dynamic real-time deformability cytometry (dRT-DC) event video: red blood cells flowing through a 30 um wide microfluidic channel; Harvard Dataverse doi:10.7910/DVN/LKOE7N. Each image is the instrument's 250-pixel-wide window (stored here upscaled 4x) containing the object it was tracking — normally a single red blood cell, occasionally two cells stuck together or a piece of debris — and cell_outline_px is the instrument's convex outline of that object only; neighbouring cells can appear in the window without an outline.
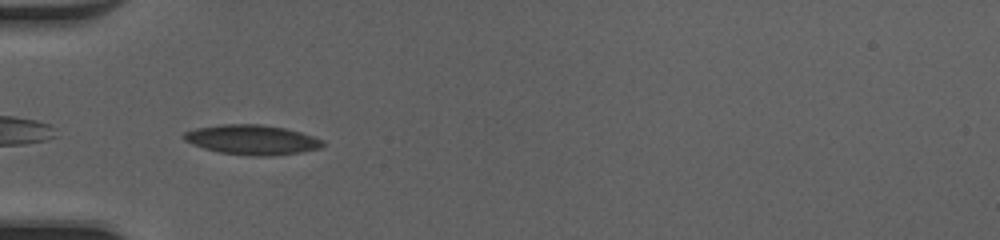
{"species": "common noctule bat (a hibernating species)", "species_latin": "Nyctalus noctula", "temperature_condition": "cold", "stored_images_in_passage": 35, "camera_frame_rate_fps": 3000, "um_per_image_px": 0.085, "animal": {"sex": "female", "body_mass_g": 20.0, "forearm_length_mm": 54.0}, "frame": {"image": 1, "passage_image": 2, "time_ms": 0.333, "image_size_px": [1000, 240], "cell_outline_px": [[324, 144], [320, 148], [300, 152], [272, 156], [252, 156], [220, 152], [204, 148], [192, 144], [184, 140], [184, 132], [196, 128], [220, 124], [260, 124], [284, 128], [300, 132], [324, 140]], "centroid_in_image_um": [21.42, 11.88], "position_along_channel_um": 63.6, "area_um2": 23.99}}
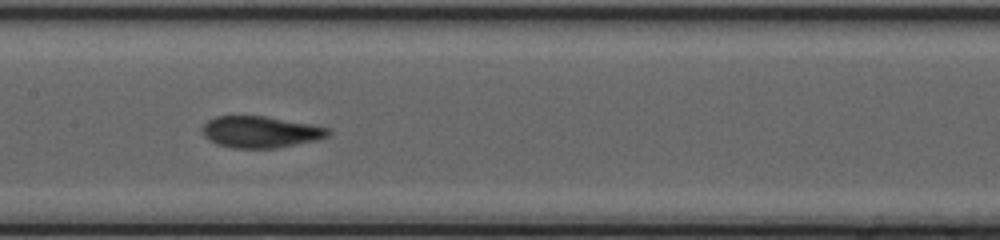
{"frame": {"image": 2, "passage_image": 11, "time_ms": 3.333, "image_size_px": [1000, 240], "cell_outline_px": [[332, 132], [328, 136], [316, 140], [276, 148], [232, 148], [216, 144], [204, 136], [200, 128], [208, 120], [216, 116], [264, 116], [312, 124], [328, 128]], "centroid_in_image_um": [22.12, 11.21], "position_along_channel_um": 185.3, "area_um2": 23.18}}
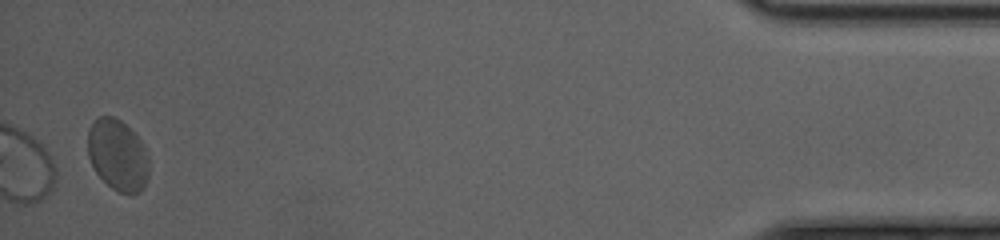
{"frame": {"image": 3, "passage_image": 34, "time_ms": 11.0, "image_size_px": [1000, 240], "cell_outline_px": [[148, 180], [144, 188], [140, 192], [120, 192], [112, 188], [96, 172], [88, 156], [88, 128], [100, 116], [112, 116], [120, 120], [140, 140], [148, 156]], "centroid_in_image_um": [10.01, 13.18], "position_along_channel_um": 425.2, "area_um2": 25.03}, "authors_computed_cell_mechanics": {"area_um2": 23.4668, "velocity_mm_per_s": 4.1571, "shape_relaxation_time_tau1_ms": 3.1206, "shape_relaxation_time_tau2_ms": 1.3052, "deformation_change_tau1": 0.1001, "deformation_change_tau2": 0.0622}}